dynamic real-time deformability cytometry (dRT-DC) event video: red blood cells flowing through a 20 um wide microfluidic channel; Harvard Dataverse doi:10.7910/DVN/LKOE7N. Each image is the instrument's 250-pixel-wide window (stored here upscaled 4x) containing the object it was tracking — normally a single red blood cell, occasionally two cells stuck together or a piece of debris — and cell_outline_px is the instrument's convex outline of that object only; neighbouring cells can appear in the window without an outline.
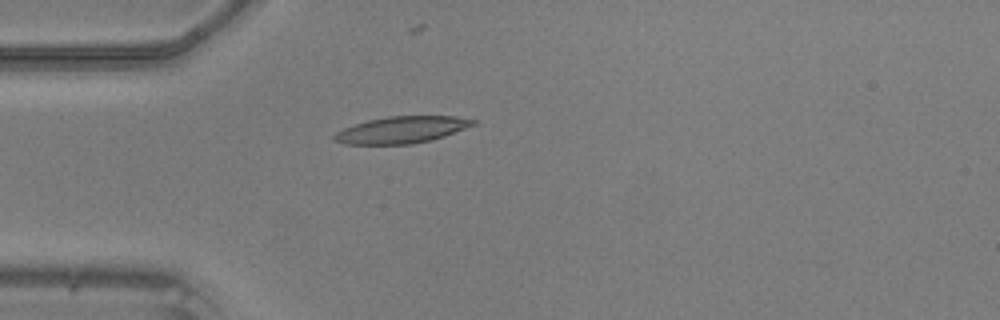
{"species": "common noctule bat (a hibernating species)", "species_latin": "Nyctalus noctula", "temperature_condition": "warm", "stored_images_in_passage": 32, "camera_frame_rate_fps": 3000, "um_per_image_px": 0.085, "animal": {"sex": "male", "body_mass_g": 20.5, "forearm_length_mm": 52.5}, "frame": {"image": 1, "passage_image": 2, "time_ms": 0.333, "image_size_px": [1000, 320], "cell_outline_px": [[476, 124], [444, 136], [432, 140], [412, 144], [344, 144], [332, 140], [332, 136], [336, 132], [344, 128], [368, 120], [388, 116], [456, 116], [476, 120]], "centroid_in_image_um": [34.13, 11.03], "position_along_channel_um": 50.9, "area_um2": 21.62}}
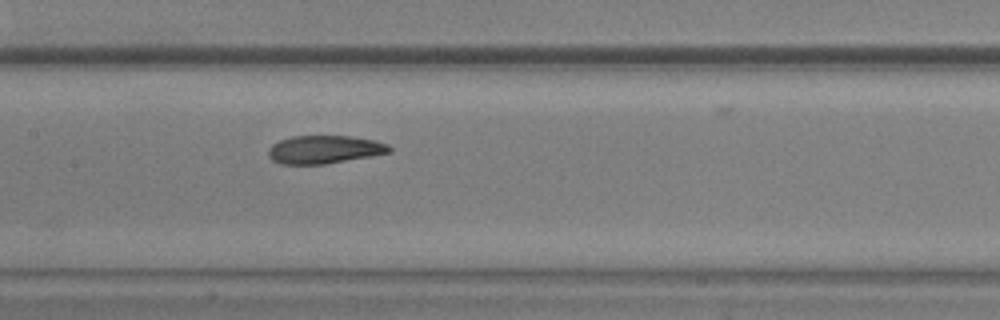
{"frame": {"image": 2, "passage_image": 12, "time_ms": 3.667, "image_size_px": [1000, 320], "cell_outline_px": [[392, 152], [372, 156], [324, 164], [280, 164], [272, 160], [268, 156], [268, 148], [272, 144], [280, 140], [292, 136], [348, 136], [376, 140], [388, 144], [392, 148]], "centroid_in_image_um": [27.58, 12.71], "position_along_channel_um": 179.8, "area_um2": 19.94}}
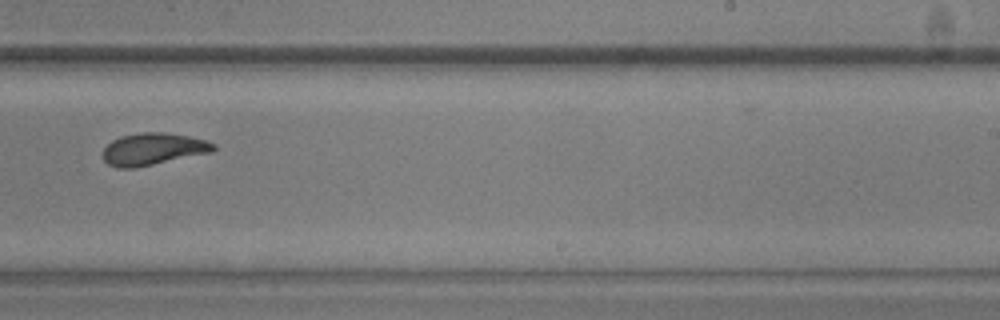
{"frame": {"image": 3, "passage_image": 19, "time_ms": 6.0, "image_size_px": [1000, 320], "cell_outline_px": [[216, 148], [212, 152], [136, 168], [116, 168], [108, 164], [104, 160], [104, 148], [112, 140], [120, 136], [140, 132], [164, 132], [188, 136], [204, 140], [216, 144]], "centroid_in_image_um": [13.0, 12.67], "position_along_channel_um": 276.0, "area_um2": 20.69}}